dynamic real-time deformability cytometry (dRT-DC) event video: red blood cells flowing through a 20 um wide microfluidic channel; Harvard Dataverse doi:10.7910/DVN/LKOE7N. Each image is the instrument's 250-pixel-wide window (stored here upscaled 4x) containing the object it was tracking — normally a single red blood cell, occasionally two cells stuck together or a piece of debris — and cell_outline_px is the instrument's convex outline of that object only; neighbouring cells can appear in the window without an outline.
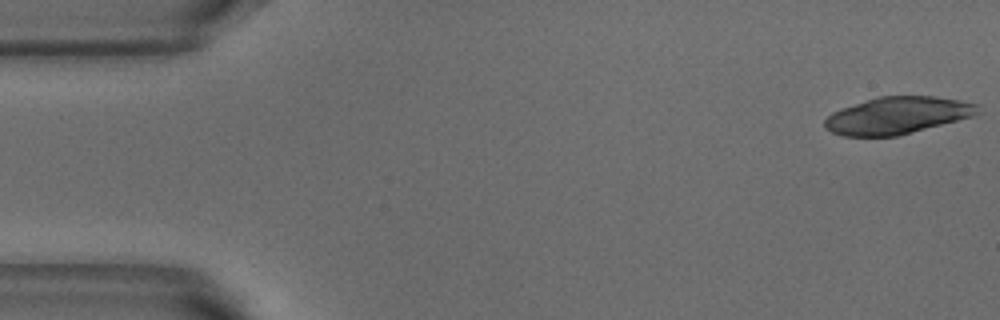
{"species": "common noctule bat (a hibernating species)", "species_latin": "Nyctalus noctula", "temperature_condition": "warm", "stored_images_in_passage": 5, "camera_frame_rate_fps": 3000, "um_per_image_px": 0.085, "animal": {"sex": "male", "body_mass_g": 18.8}, "frame": {"image": 1, "passage_image": 1, "time_ms": 0.0, "image_size_px": [1000, 320], "cell_outline_px": [[980, 112], [972, 116], [896, 136], [844, 136], [832, 132], [824, 128], [824, 120], [832, 112], [880, 96], [932, 96], [980, 104]], "centroid_in_image_um": [76.27, 9.81], "position_along_channel_um": 8.7, "area_um2": 32.48}}
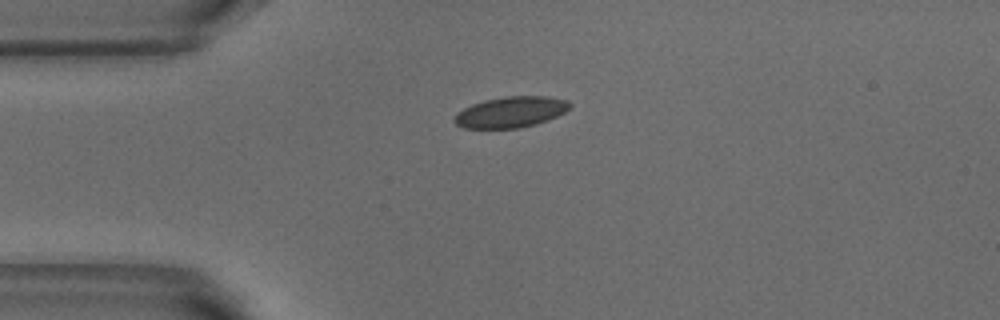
{"frame": {"image": 2, "passage_image": 5, "time_ms": 1.333, "image_size_px": [1000, 320], "cell_outline_px": [[572, 104], [564, 112], [548, 120], [536, 124], [520, 128], [464, 128], [456, 124], [452, 120], [456, 112], [472, 104], [484, 100], [504, 96], [544, 96], [568, 100]], "centroid_in_image_um": [43.39, 9.52], "position_along_channel_um": 41.6, "area_um2": 20.87}}